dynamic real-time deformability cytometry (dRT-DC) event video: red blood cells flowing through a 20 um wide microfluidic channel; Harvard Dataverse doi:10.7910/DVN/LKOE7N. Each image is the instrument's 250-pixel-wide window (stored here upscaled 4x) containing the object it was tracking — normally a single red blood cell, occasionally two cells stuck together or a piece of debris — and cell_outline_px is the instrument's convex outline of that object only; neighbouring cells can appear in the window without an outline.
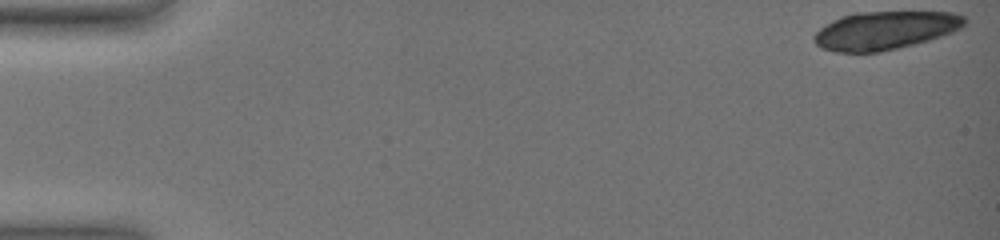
{"species": "common noctule bat (a hibernating species)", "species_latin": "Nyctalus noctula", "temperature_condition": "warm", "stored_images_in_passage": 40, "segment_of_instrument_passage": [1, 2], "camera_frame_rate_fps": 3000, "um_per_image_px": 0.085, "animal": {"sex": "female", "body_mass_g": 19.0, "forearm_length_mm": 51.5}, "frame": {"image": 1, "passage_image": 1, "time_ms": 0.0, "image_size_px": [1000, 240], "cell_outline_px": [[968, 20], [960, 28], [952, 32], [928, 40], [880, 52], [832, 52], [820, 48], [812, 40], [812, 36], [820, 28], [832, 20], [840, 16], [856, 12], [952, 12], [964, 16]], "centroid_in_image_um": [75.17, 2.58], "position_along_channel_um": 9.8, "area_um2": 33.58}}